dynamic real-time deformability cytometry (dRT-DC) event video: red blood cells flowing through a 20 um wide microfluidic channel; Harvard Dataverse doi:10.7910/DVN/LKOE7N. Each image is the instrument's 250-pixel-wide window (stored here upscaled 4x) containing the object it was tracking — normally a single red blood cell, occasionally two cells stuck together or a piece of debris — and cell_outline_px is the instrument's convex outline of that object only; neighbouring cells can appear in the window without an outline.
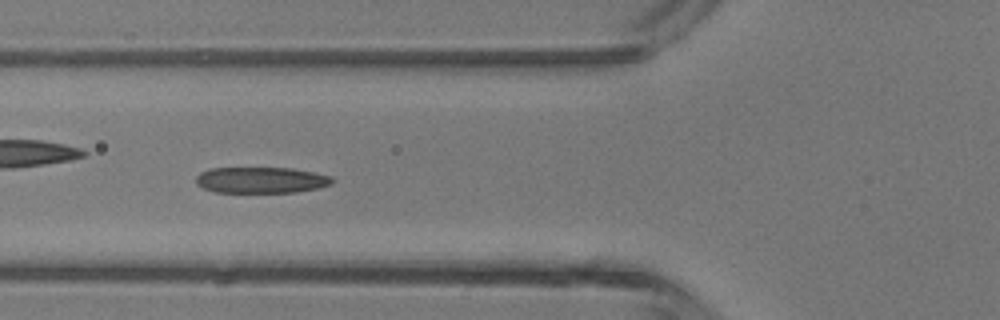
{"species": "common noctule bat (a hibernating species)", "species_latin": "Nyctalus noctula", "temperature_condition": "room temperature", "stored_images_in_passage": 4, "camera_frame_rate_fps": 3000, "um_per_image_px": 0.085, "animal": {"sex": "male", "body_mass_g": 13.3}, "frame": {"image": 1, "passage_image": 4, "time_ms": 1.0, "image_size_px": [1000, 320], "cell_outline_px": [[336, 180], [332, 184], [316, 188], [296, 192], [216, 192], [204, 188], [196, 184], [196, 176], [200, 172], [208, 168], [292, 168], [332, 176]], "centroid_in_image_um": [22.19, 15.3], "position_along_channel_um": 103.6, "area_um2": 20.75}}